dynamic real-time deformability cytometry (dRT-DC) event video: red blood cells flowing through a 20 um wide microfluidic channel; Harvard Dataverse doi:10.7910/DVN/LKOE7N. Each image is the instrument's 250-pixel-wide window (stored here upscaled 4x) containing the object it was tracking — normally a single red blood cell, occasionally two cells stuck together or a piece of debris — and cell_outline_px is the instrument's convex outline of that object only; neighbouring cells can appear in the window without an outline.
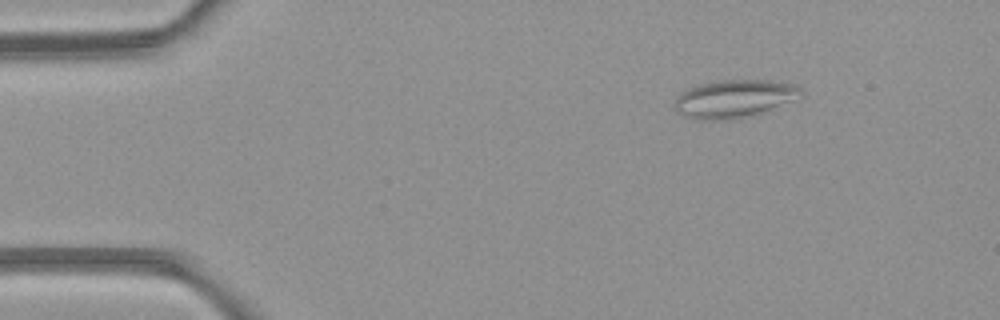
{"species": "common noctule bat (a hibernating species)", "species_latin": "Nyctalus noctula", "temperature_condition": "room temperature", "stored_images_in_passage": 4, "camera_frame_rate_fps": 3000, "um_per_image_px": 0.085, "animal": {"sex": "female", "body_mass_g": 21.9}, "frame": {"image": 1, "passage_image": 2, "time_ms": 1.333, "image_size_px": [1000, 320], "cell_outline_px": [[804, 96], [760, 112], [744, 116], [724, 120], [696, 120], [684, 116], [672, 104], [688, 88], [700, 84], [720, 80], [768, 80], [796, 84], [804, 92]], "centroid_in_image_um": [62.43, 8.37], "position_along_channel_um": 22.6, "area_um2": 27.51}}